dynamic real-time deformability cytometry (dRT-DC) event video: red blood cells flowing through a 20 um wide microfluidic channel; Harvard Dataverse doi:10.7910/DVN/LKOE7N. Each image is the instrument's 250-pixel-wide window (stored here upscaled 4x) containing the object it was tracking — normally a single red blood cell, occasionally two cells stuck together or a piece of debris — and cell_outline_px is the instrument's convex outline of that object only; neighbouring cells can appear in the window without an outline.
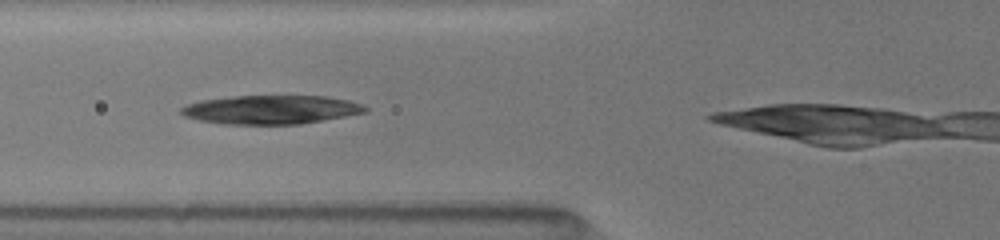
{"species": "common noctule bat (a hibernating species)", "species_latin": "Nyctalus noctula", "temperature_condition": "room temperature", "stored_images_in_passage": 7, "camera_frame_rate_fps": 3000, "um_per_image_px": 0.085, "animal": {"sex": "female", "body_mass_g": 19.5, "forearm_length_mm": 54.1}, "frame": {"image": 1, "passage_image": 2, "time_ms": 0.667, "image_size_px": [1000, 240], "cell_outline_px": [[368, 112], [300, 124], [220, 124], [200, 120], [184, 116], [180, 112], [180, 108], [188, 104], [200, 100], [236, 96], [324, 96], [348, 100], [360, 104], [368, 108]], "centroid_in_image_um": [23.02, 9.32], "position_along_channel_um": 102.8, "area_um2": 30.75}}
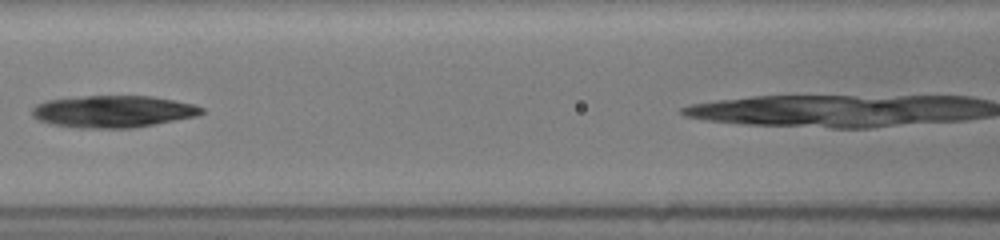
{"frame": {"image": 2, "passage_image": 4, "time_ms": 2.0, "image_size_px": [1000, 240], "cell_outline_px": [[204, 112], [196, 116], [132, 128], [80, 128], [52, 124], [40, 120], [32, 116], [32, 108], [36, 104], [48, 100], [84, 96], [152, 96], [196, 104], [204, 108]], "centroid_in_image_um": [9.63, 9.47], "position_along_channel_um": 157.0, "area_um2": 31.5}}